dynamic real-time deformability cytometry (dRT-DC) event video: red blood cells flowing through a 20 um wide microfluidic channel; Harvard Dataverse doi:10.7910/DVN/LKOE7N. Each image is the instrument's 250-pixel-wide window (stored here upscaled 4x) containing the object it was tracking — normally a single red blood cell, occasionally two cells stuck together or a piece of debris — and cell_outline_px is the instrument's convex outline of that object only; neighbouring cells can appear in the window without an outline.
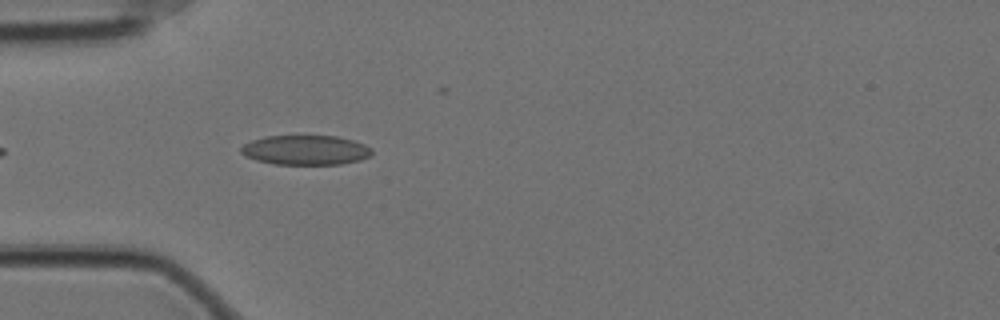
{"species": "Egyptian fruit bat (a non-hibernating species)", "species_latin": "Rousettus aegyptiacus", "temperature_condition": "cold", "stored_images_in_passage": 29, "camera_frame_rate_fps": 3000, "um_per_image_px": 0.085, "animal": {"sex": "female"}, "frame": {"image": 1, "passage_image": 4, "time_ms": 1.0, "image_size_px": [1000, 320], "cell_outline_px": [[372, 152], [368, 156], [360, 160], [340, 164], [276, 164], [256, 160], [240, 152], [240, 148], [244, 144], [252, 140], [264, 136], [336, 136], [352, 140], [364, 144], [372, 148]], "centroid_in_image_um": [25.97, 12.75], "position_along_channel_um": 59.0, "area_um2": 22.43}}
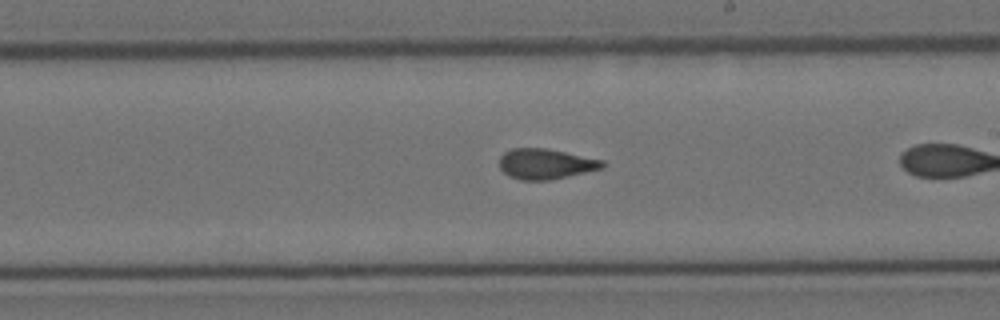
{"frame": {"image": 2, "passage_image": 17, "time_ms": 5.333, "image_size_px": [1000, 320], "cell_outline_px": [[608, 164], [604, 168], [568, 176], [548, 180], [520, 180], [508, 176], [500, 168], [500, 156], [504, 152], [512, 148], [548, 148], [604, 160]], "centroid_in_image_um": [46.41, 13.92], "position_along_channel_um": 242.6, "area_um2": 18.44}}
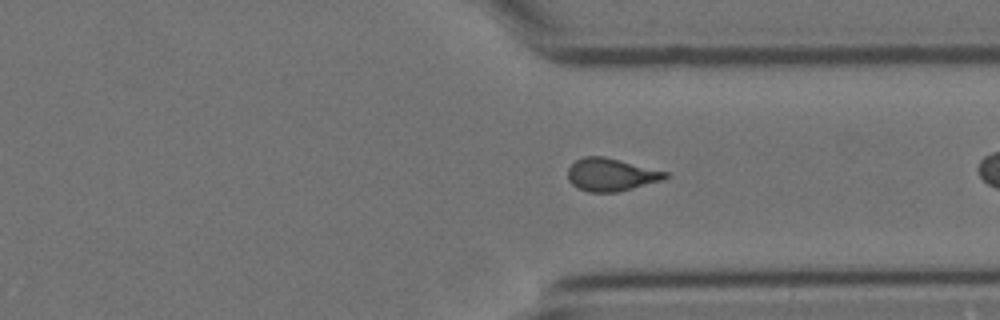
{"frame": {"image": 3, "passage_image": 27, "time_ms": 8.667, "image_size_px": [1000, 320], "cell_outline_px": [[668, 176], [664, 180], [616, 192], [588, 192], [572, 184], [568, 180], [568, 168], [576, 160], [584, 156], [604, 156], [668, 172]], "centroid_in_image_um": [51.94, 14.84], "position_along_channel_um": 359.5, "area_um2": 18.5}}